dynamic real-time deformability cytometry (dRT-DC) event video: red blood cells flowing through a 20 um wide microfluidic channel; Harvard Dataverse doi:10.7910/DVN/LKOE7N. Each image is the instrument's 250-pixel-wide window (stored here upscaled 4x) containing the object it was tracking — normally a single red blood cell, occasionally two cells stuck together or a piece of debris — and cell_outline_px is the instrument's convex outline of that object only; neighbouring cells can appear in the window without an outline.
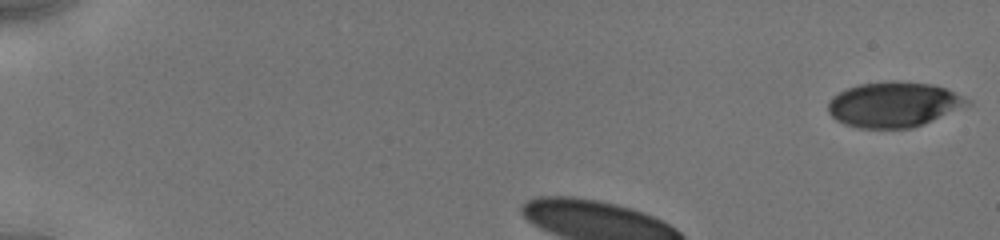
{"species": "human", "species_latin": "Homo sapiens", "temperature_condition": "cold", "stored_images_in_passage": 11, "camera_frame_rate_fps": 3000, "um_per_image_px": 0.085, "donor": {"sex": "male"}, "frame": {"image": 1, "passage_image": 1, "time_ms": 0.0, "image_size_px": [1000, 240], "cell_outline_px": [[972, 104], [924, 124], [912, 128], [856, 128], [844, 124], [836, 120], [828, 112], [828, 104], [832, 96], [848, 88], [860, 84], [892, 80], [932, 84], [944, 88], [972, 100]], "centroid_in_image_um": [75.98, 8.89], "position_along_channel_um": 9.0, "area_um2": 36.82}}